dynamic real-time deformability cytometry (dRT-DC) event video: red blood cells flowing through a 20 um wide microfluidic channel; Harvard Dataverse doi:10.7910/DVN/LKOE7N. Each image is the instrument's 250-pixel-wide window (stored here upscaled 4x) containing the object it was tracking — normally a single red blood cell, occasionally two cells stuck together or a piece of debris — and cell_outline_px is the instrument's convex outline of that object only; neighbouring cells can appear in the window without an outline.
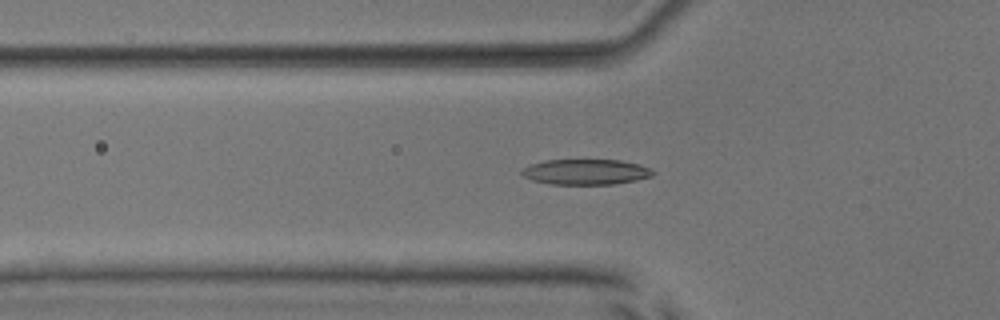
{"species": "common noctule bat (a hibernating species)", "species_latin": "Nyctalus noctula", "temperature_condition": "room temperature", "stored_images_in_passage": 53, "segment_of_instrument_passage": [1, 2], "camera_frame_rate_fps": 3000, "um_per_image_px": 0.085, "animal": {"sex": "male", "body_mass_g": 17.9, "forearm_length_mm": 54.2}, "frame": {"image": 1, "passage_image": 18, "time_ms": 5.667, "image_size_px": [1000, 320], "cell_outline_px": [[656, 172], [652, 176], [636, 180], [616, 184], [548, 184], [532, 180], [524, 176], [520, 172], [524, 168], [532, 164], [544, 160], [620, 160], [640, 164]], "centroid_in_image_um": [49.81, 14.61], "position_along_channel_um": 76.0, "area_um2": 19.42}}
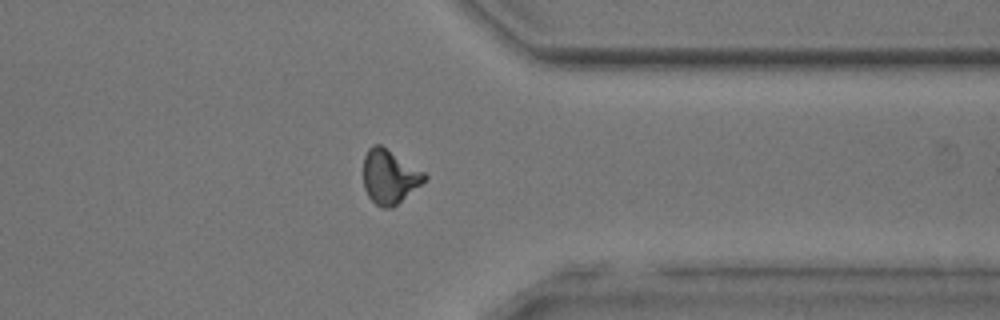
{"frame": {"image": 2, "passage_image": 41, "time_ms": 13.333, "image_size_px": [1000, 320], "cell_outline_px": [[428, 176], [420, 184], [392, 208], [380, 208], [368, 196], [364, 188], [364, 156], [368, 148], [372, 144], [380, 144], [424, 172]], "centroid_in_image_um": [33.07, 15.01], "position_along_channel_um": 378.3, "area_um2": 18.96}}
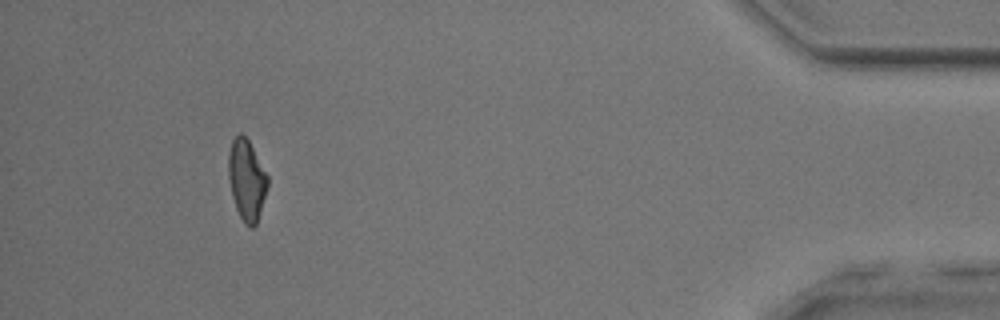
{"frame": {"image": 3, "passage_image": 48, "time_ms": 15.667, "image_size_px": [1000, 320], "cell_outline_px": [[268, 188], [256, 224], [252, 228], [248, 228], [244, 224], [236, 208], [232, 196], [228, 176], [228, 152], [232, 140], [240, 132], [248, 140], [268, 176]], "centroid_in_image_um": [20.96, 15.31], "position_along_channel_um": 414.2, "area_um2": 18.44}}